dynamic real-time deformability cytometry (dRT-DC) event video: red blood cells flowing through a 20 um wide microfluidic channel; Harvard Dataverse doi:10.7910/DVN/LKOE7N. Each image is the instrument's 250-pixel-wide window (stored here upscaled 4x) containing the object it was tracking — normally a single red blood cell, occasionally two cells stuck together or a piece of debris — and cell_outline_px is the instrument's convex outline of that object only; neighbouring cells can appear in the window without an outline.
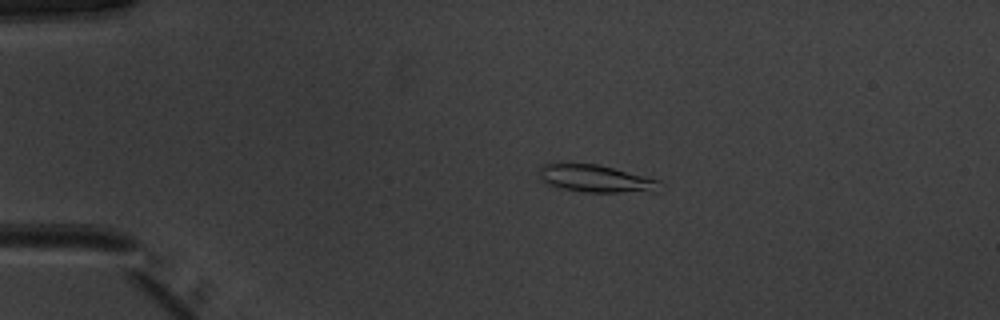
{"species": "common noctule bat (a hibernating species)", "species_latin": "Nyctalus noctula", "temperature_condition": "warm", "stored_images_in_passage": 51, "camera_frame_rate_fps": 3000, "um_per_image_px": 0.085, "animal": {"sex": "male", "body_mass_g": 20.1, "forearm_length_mm": 53.5}, "frame": {"image": 1, "passage_image": 11, "time_ms": 3.333, "image_size_px": [1000, 320], "cell_outline_px": [[660, 180], [656, 192], [584, 192], [556, 188], [544, 184], [540, 180], [540, 164], [556, 160], [560, 160], [596, 164]], "centroid_in_image_um": [50.46, 15.15], "position_along_channel_um": 34.5, "area_um2": 20.06}}
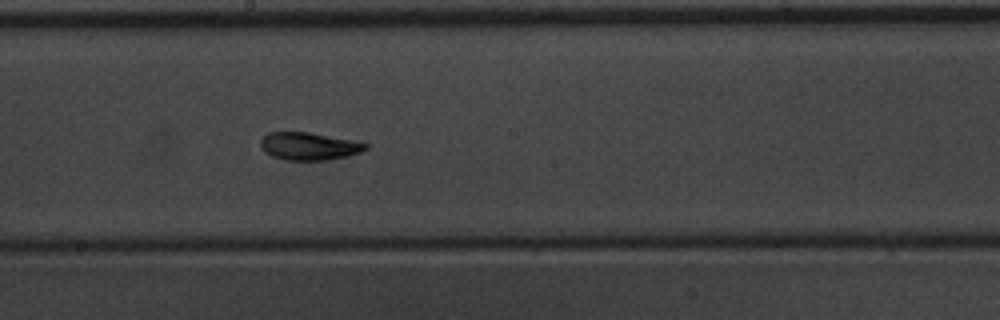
{"frame": {"image": 2, "passage_image": 29, "time_ms": 9.333, "image_size_px": [1000, 320], "cell_outline_px": [[368, 148], [360, 152], [348, 156], [324, 160], [284, 160], [272, 156], [264, 152], [260, 148], [260, 140], [268, 132], [308, 132], [352, 140], [368, 144]], "centroid_in_image_um": [26.22, 12.43], "position_along_channel_um": 222.0, "area_um2": 16.94}}
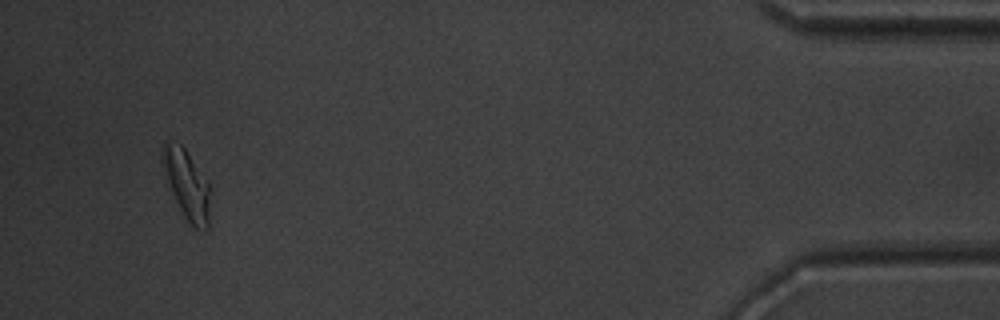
{"frame": {"image": 3, "passage_image": 49, "time_ms": 16.0, "image_size_px": [1000, 320], "cell_outline_px": [[208, 228], [204, 232], [192, 228], [188, 224], [164, 180], [160, 160], [160, 148], [164, 140], [180, 144], [184, 148], [208, 180]], "centroid_in_image_um": [15.79, 15.66], "position_along_channel_um": 419.4, "area_um2": 19.83}, "authors_computed_cell_mechanics": {"area_um2": 17.2244, "velocity_mm_per_s": 3.9749, "shape_relaxation_time_tau1_ms": 5.2916, "shape_relaxation_time_tau2_ms": 1.9939, "deformation_change_tau1": 0.1674, "deformation_change_tau2": 0.0667}}